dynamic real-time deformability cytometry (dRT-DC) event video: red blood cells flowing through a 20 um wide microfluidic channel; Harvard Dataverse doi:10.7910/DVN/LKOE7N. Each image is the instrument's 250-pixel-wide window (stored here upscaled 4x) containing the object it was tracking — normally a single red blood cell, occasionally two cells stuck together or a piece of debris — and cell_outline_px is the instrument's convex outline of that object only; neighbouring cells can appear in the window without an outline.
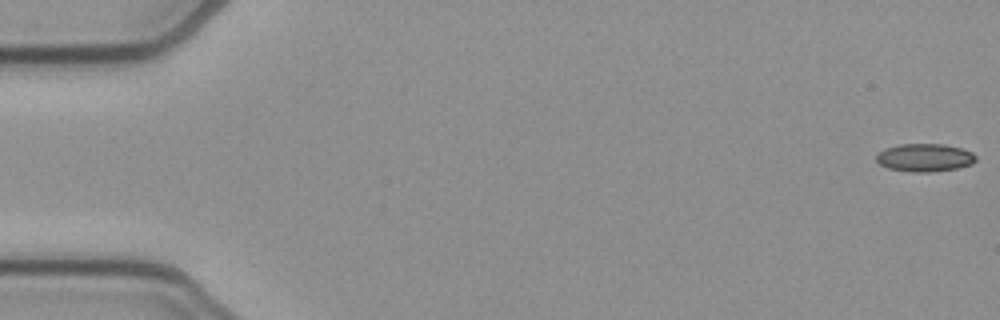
{"species": "common noctule bat (a hibernating species)", "species_latin": "Nyctalus noctula", "temperature_condition": "cold", "stored_images_in_passage": 53, "camera_frame_rate_fps": 3000, "um_per_image_px": 0.085, "animal": {"sex": "female", "body_mass_g": 21.9}, "frame": {"image": 1, "passage_image": 1, "time_ms": 0.0, "image_size_px": [1000, 320], "cell_outline_px": [[976, 160], [972, 164], [956, 168], [928, 172], [912, 172], [888, 168], [880, 164], [876, 160], [876, 152], [884, 148], [900, 144], [944, 144], [960, 148], [972, 152], [976, 156]], "centroid_in_image_um": [78.57, 13.39], "position_along_channel_um": 6.4, "area_um2": 16.24}}
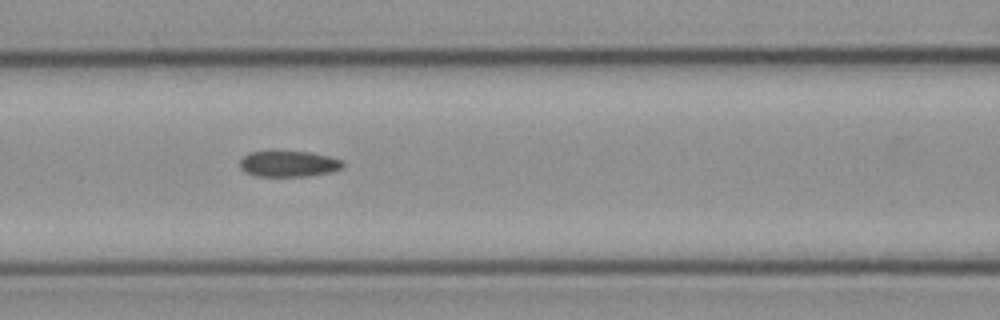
{"frame": {"image": 2, "passage_image": 23, "time_ms": 7.333, "image_size_px": [1000, 320], "cell_outline_px": [[344, 164], [340, 168], [332, 172], [308, 176], [256, 176], [244, 172], [240, 168], [240, 160], [244, 156], [252, 152], [312, 152], [344, 160]], "centroid_in_image_um": [24.55, 13.94], "position_along_channel_um": 142.0, "area_um2": 15.49}}
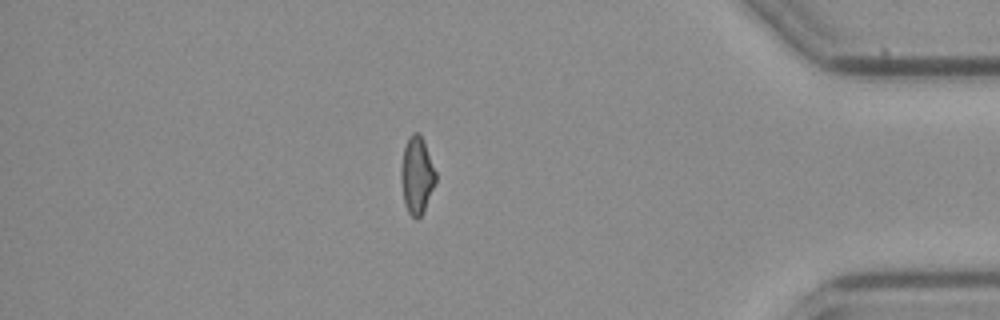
{"frame": {"image": 3, "passage_image": 46, "time_ms": 15.0, "image_size_px": [1000, 320], "cell_outline_px": [[436, 180], [424, 212], [416, 220], [408, 212], [404, 204], [400, 180], [400, 172], [404, 148], [408, 136], [412, 132], [420, 132], [424, 140], [436, 172]], "centroid_in_image_um": [35.42, 14.89], "position_along_channel_um": 399.8, "area_um2": 15.84}, "authors_computed_cell_mechanics": {"area_um2": 16.0684, "velocity_mm_per_s": 3.8809, "shape_relaxation_time_tau1_ms": null, "shape_relaxation_time_tau2_ms": 8.292, "deformation_change_tau1": null, "deformation_change_tau2": 0.1548}}